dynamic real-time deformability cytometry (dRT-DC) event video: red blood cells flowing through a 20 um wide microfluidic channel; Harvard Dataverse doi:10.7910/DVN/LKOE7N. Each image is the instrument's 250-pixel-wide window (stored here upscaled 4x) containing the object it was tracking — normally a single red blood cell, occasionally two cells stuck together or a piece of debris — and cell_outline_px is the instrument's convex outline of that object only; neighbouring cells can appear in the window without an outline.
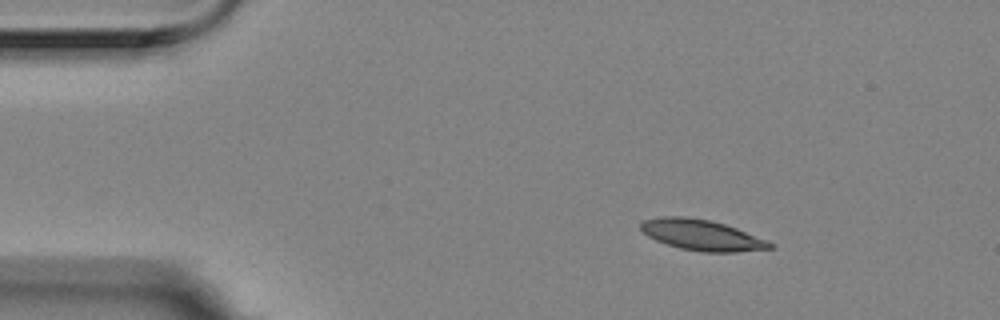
{"species": "Egyptian fruit bat (a non-hibernating species)", "species_latin": "Rousettus aegyptiacus", "temperature_condition": "room temperature", "stored_images_in_passage": 4, "camera_frame_rate_fps": 3000, "um_per_image_px": 0.085, "animal": {"sex": "female"}, "frame": {"image": 1, "passage_image": 1, "time_ms": 0.0, "image_size_px": [1000, 320], "cell_outline_px": [[776, 248], [736, 252], [704, 252], [680, 248], [656, 240], [648, 236], [640, 228], [640, 224], [644, 220], [660, 216], [684, 216], [708, 220], [724, 224], [736, 228], [768, 240], [776, 244]], "centroid_in_image_um": [59.7, 19.98], "position_along_channel_um": 25.3, "area_um2": 23.12}}